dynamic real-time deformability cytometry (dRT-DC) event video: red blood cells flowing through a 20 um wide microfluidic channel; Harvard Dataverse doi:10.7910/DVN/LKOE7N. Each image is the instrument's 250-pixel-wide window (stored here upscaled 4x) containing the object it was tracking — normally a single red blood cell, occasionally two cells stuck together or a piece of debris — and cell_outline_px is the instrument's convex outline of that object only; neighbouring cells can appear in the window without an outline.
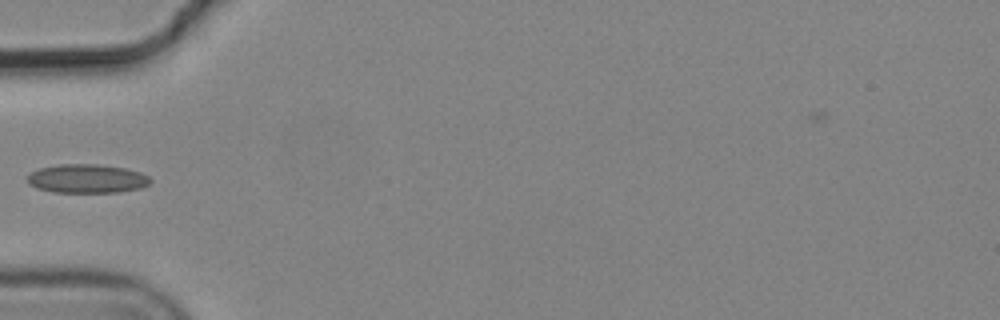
{"species": "common noctule bat (a hibernating species)", "species_latin": "Nyctalus noctula", "temperature_condition": "cold", "stored_images_in_passage": 2, "camera_frame_rate_fps": 3000, "um_per_image_px": 0.085, "animal": {"sex": "male", "body_mass_g": 19.2, "forearm_length_mm": 51.8}, "frame": {"image": 1, "passage_image": 1, "time_ms": 0.0, "image_size_px": [1000, 320], "cell_outline_px": [[152, 180], [148, 184], [140, 188], [120, 192], [52, 192], [36, 188], [28, 184], [28, 176], [32, 172], [40, 168], [60, 164], [96, 164], [124, 168], [140, 172], [148, 176]], "centroid_in_image_um": [7.39, 15.19], "position_along_channel_um": 77.6, "area_um2": 20.58}}
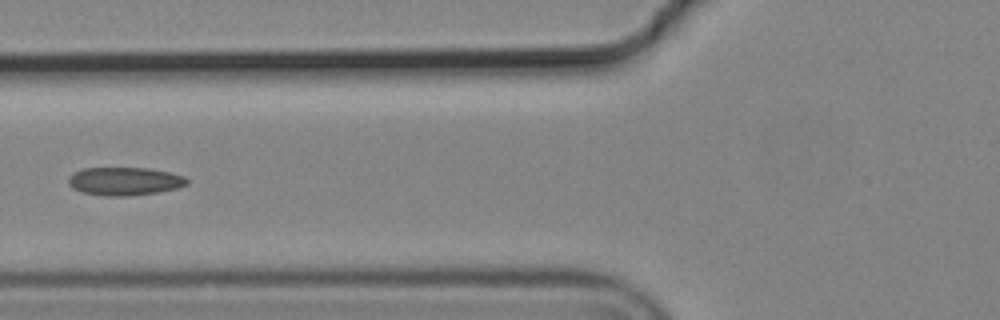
{"frame": {"image": 2, "passage_image": 2, "time_ms": 0.333, "image_size_px": [1000, 320], "cell_outline_px": [[188, 184], [176, 188], [156, 192], [128, 196], [104, 196], [84, 192], [72, 188], [68, 184], [68, 176], [84, 168], [148, 168], [168, 172], [184, 176], [188, 180]], "centroid_in_image_um": [10.57, 15.4], "position_along_channel_um": 115.2, "area_um2": 19.31}}